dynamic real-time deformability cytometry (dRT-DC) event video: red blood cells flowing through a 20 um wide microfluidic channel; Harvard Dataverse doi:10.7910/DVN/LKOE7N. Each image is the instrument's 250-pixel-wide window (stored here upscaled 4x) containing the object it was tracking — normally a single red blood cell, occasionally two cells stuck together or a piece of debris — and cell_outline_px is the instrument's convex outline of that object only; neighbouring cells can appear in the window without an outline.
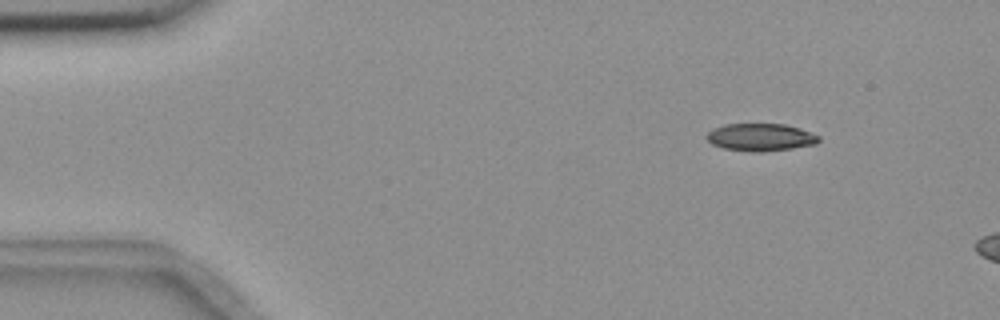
{"species": "common noctule bat (a hibernating species)", "species_latin": "Nyctalus noctula", "temperature_condition": "room temperature", "stored_images_in_passage": 13, "camera_frame_rate_fps": 3000, "um_per_image_px": 0.085, "animal": {"sex": "female", "body_mass_g": 18.4}, "frame": {"image": 1, "passage_image": 6, "time_ms": 1.667, "image_size_px": [1000, 320], "cell_outline_px": [[820, 140], [816, 144], [792, 148], [764, 152], [752, 152], [724, 148], [712, 144], [704, 136], [712, 128], [724, 124], [784, 124], [800, 128], [820, 136]], "centroid_in_image_um": [64.63, 11.66], "position_along_channel_um": 20.4, "area_um2": 18.09}}